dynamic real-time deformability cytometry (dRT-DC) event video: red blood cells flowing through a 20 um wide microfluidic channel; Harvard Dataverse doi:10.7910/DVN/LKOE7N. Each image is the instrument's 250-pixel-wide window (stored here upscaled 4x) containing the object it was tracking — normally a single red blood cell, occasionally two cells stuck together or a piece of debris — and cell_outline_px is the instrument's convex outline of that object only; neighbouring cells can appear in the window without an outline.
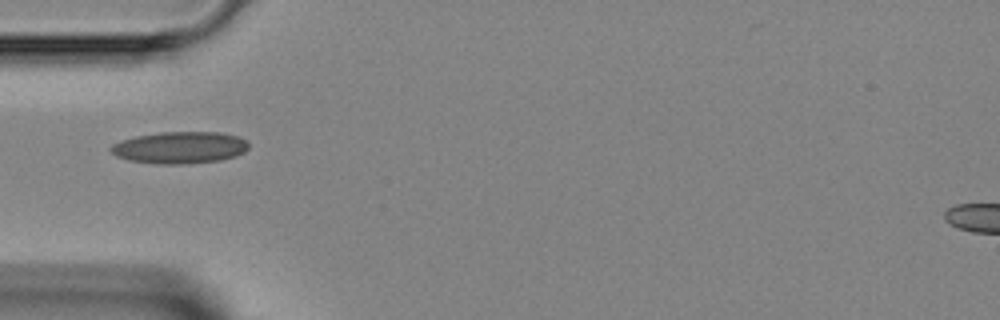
{"species": "Egyptian fruit bat (a non-hibernating species)", "species_latin": "Rousettus aegyptiacus", "temperature_condition": "room temperature", "stored_images_in_passage": 31, "camera_frame_rate_fps": 3000, "um_per_image_px": 0.085, "animal": {"sex": "female"}, "frame": {"image": 1, "passage_image": 1, "time_ms": 0.0, "image_size_px": [1000, 320], "cell_outline_px": [[248, 148], [244, 152], [236, 156], [220, 160], [184, 164], [156, 164], [128, 160], [116, 156], [108, 148], [112, 144], [120, 140], [136, 136], [160, 132], [220, 132], [236, 136], [248, 140]], "centroid_in_image_um": [15.27, 12.54], "position_along_channel_um": 69.7, "area_um2": 25.78}}
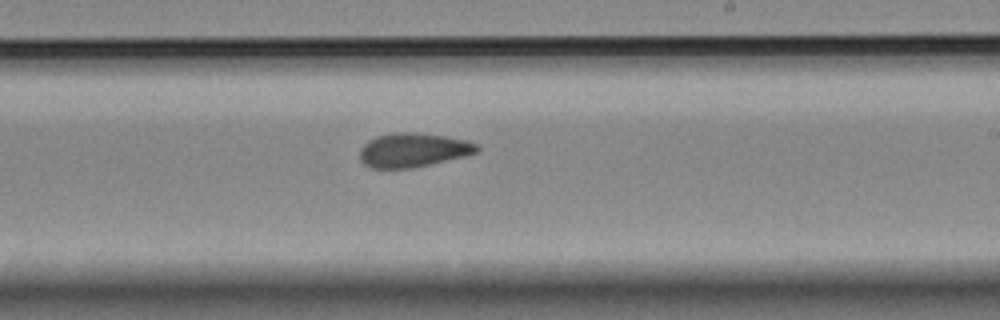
{"frame": {"image": 2, "passage_image": 14, "time_ms": 4.333, "image_size_px": [1000, 320], "cell_outline_px": [[480, 148], [476, 152], [464, 156], [432, 164], [412, 168], [372, 168], [364, 164], [360, 160], [360, 148], [368, 140], [376, 136], [396, 132], [416, 132], [444, 136], [468, 140], [476, 144]], "centroid_in_image_um": [35.1, 12.75], "position_along_channel_um": 253.9, "area_um2": 23.29}}
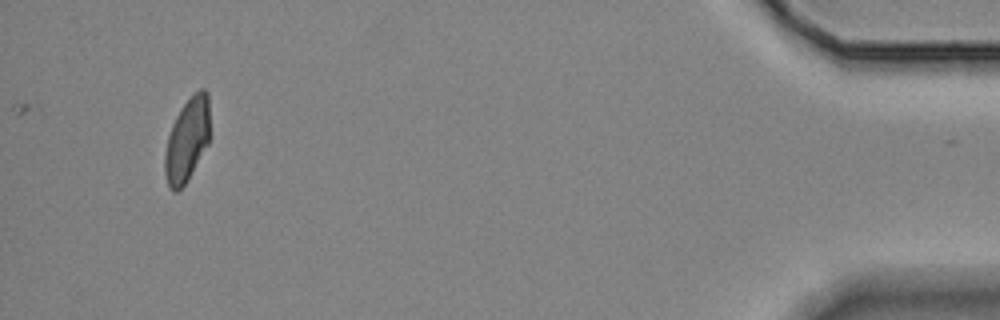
{"frame": {"image": 3, "passage_image": 31, "time_ms": 10.0, "image_size_px": [1000, 320], "cell_outline_px": [[208, 144], [184, 184], [176, 192], [172, 192], [168, 188], [164, 172], [164, 152], [168, 136], [172, 124], [180, 108], [200, 88], [204, 88], [208, 92]], "centroid_in_image_um": [15.86, 11.91], "position_along_channel_um": 419.3, "area_um2": 21.62}}